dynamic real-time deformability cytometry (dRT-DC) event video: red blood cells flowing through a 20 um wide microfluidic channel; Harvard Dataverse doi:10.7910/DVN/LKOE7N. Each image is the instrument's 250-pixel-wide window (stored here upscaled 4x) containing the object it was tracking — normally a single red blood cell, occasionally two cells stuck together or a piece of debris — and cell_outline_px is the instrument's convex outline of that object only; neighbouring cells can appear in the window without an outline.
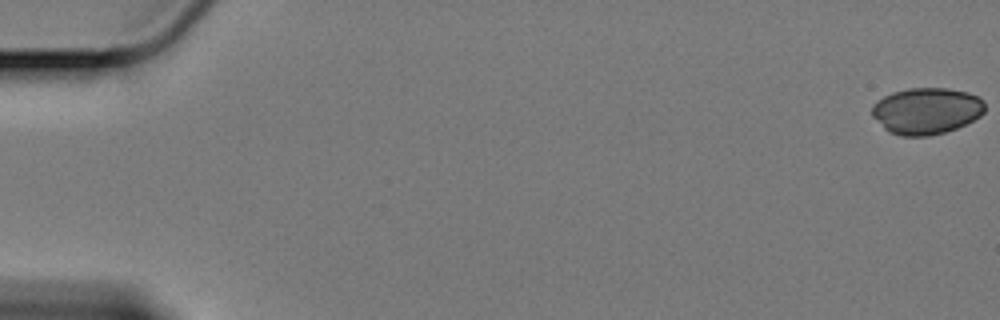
{"species": "Egyptian fruit bat (a non-hibernating species)", "species_latin": "Rousettus aegyptiacus", "temperature_condition": "cold", "stored_images_in_passage": 6, "camera_frame_rate_fps": 3000, "um_per_image_px": 0.085, "animal": {"sex": "female"}, "frame": {"image": 1, "passage_image": 1, "time_ms": 0.0, "image_size_px": [1000, 320], "cell_outline_px": [[984, 112], [980, 116], [956, 128], [944, 132], [928, 136], [900, 136], [888, 132], [872, 116], [872, 104], [884, 96], [892, 92], [908, 88], [948, 88], [968, 92], [980, 96], [984, 104]], "centroid_in_image_um": [78.73, 9.42], "position_along_channel_um": 6.3, "area_um2": 30.69}}